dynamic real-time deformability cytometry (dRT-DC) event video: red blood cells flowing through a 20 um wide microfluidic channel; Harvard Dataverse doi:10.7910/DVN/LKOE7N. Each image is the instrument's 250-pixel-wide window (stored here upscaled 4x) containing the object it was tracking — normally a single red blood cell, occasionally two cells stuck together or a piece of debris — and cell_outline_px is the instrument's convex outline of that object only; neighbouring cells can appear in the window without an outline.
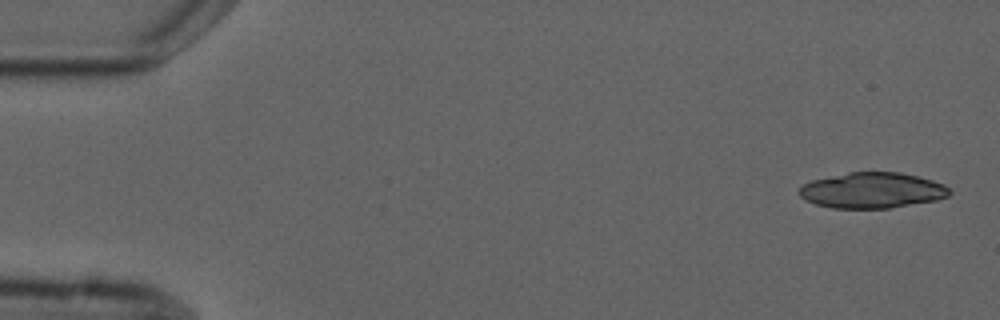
{"species": "common noctule bat (a hibernating species)", "species_latin": "Nyctalus noctula", "temperature_condition": "cold", "stored_images_in_passage": 3, "camera_frame_rate_fps": 3000, "um_per_image_px": 0.085, "animal": {"sex": "male", "forearm_length_mm": 52.5}, "frame": {"image": 1, "passage_image": 1, "time_ms": 0.0, "image_size_px": [1000, 320], "cell_outline_px": [[952, 192], [948, 196], [936, 200], [888, 208], [832, 208], [816, 204], [804, 200], [800, 196], [800, 188], [804, 184], [812, 180], [848, 172], [900, 172], [932, 180], [944, 184]], "centroid_in_image_um": [74.13, 16.18], "position_along_channel_um": 10.9, "area_um2": 31.1}}